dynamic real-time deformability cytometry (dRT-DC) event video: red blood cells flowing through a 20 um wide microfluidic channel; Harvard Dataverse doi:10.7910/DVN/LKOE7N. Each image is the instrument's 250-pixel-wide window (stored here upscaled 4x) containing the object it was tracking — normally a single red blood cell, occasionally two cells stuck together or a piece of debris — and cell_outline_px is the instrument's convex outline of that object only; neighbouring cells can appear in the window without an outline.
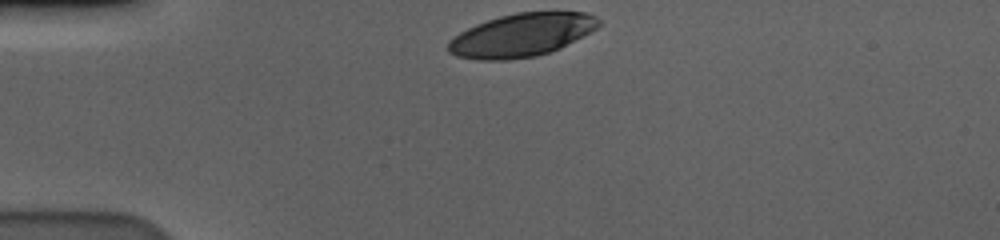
{"species": "human", "species_latin": "Homo sapiens", "temperature_condition": "cold", "stored_images_in_passage": 34, "camera_frame_rate_fps": 3000, "um_per_image_px": 0.085, "donor": {"sex": "male"}, "frame": {"image": 1, "passage_image": 1, "time_ms": 0.0, "image_size_px": [1000, 240], "cell_outline_px": [[600, 24], [596, 28], [560, 48], [536, 56], [508, 60], [476, 60], [456, 56], [448, 52], [448, 40], [460, 32], [476, 24], [500, 16], [516, 12], [584, 12], [596, 16], [600, 20]], "centroid_in_image_um": [44.3, 2.99], "position_along_channel_um": 40.7, "area_um2": 37.69}}
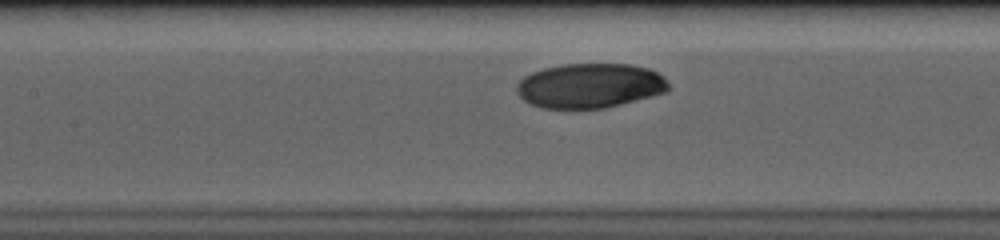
{"frame": {"image": 2, "passage_image": 14, "time_ms": 4.333, "image_size_px": [1000, 240], "cell_outline_px": [[672, 88], [668, 92], [604, 108], [544, 108], [532, 104], [524, 100], [516, 92], [516, 84], [524, 76], [532, 72], [544, 68], [560, 64], [632, 64], [648, 68], [664, 76]], "centroid_in_image_um": [50.17, 7.27], "position_along_channel_um": 157.2, "area_um2": 39.71}}
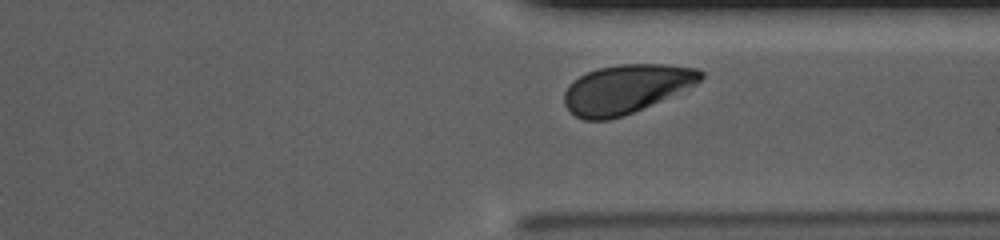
{"frame": {"image": 3, "passage_image": 31, "time_ms": 10.0, "image_size_px": [1000, 240], "cell_outline_px": [[704, 76], [696, 84], [624, 116], [608, 120], [584, 120], [576, 116], [564, 104], [564, 92], [568, 84], [580, 76], [588, 72], [600, 68], [620, 64], [668, 64], [700, 68], [704, 72]], "centroid_in_image_um": [53.22, 7.55], "position_along_channel_um": 358.2, "area_um2": 38.61}, "authors_computed_cell_mechanics": {"area_um2": 39.9109, "velocity_mm_per_s": 3.5411, "shape_relaxation_time_tau1_ms": 2.1584, "shape_relaxation_time_tau2_ms": null, "deformation_change_tau1": 0.1119, "deformation_change_tau2": null}}